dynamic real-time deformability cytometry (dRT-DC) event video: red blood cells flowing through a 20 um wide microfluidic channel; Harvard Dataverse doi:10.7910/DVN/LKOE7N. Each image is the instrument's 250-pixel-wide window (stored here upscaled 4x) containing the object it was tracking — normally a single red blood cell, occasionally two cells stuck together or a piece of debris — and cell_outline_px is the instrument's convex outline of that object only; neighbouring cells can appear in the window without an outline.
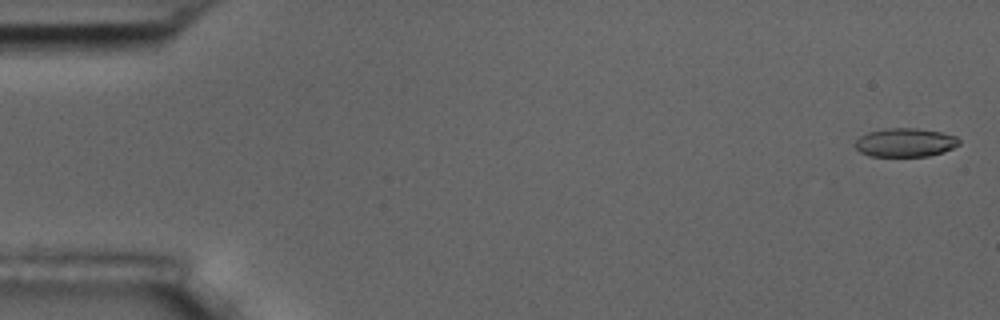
{"species": "common noctule bat (a hibernating species)", "species_latin": "Nyctalus noctula", "temperature_condition": "room temperature", "stored_images_in_passage": 11, "camera_frame_rate_fps": 3000, "um_per_image_px": 0.085, "animal": {"sex": "male", "body_mass_g": 17.5, "forearm_length_mm": 52.3}, "frame": {"image": 1, "passage_image": 1, "time_ms": 0.0, "image_size_px": [1000, 320], "cell_outline_px": [[960, 144], [944, 152], [928, 156], [868, 156], [860, 152], [852, 144], [860, 136], [868, 132], [888, 128], [916, 128], [940, 132], [956, 136], [960, 140]], "centroid_in_image_um": [76.92, 12.12], "position_along_channel_um": 8.1, "area_um2": 17.46}}
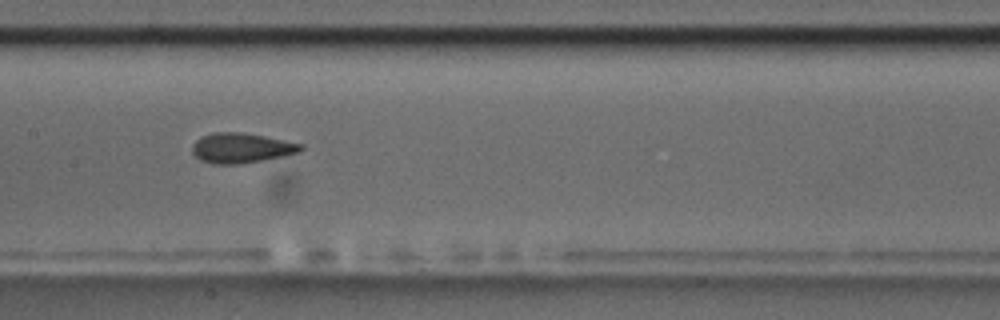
{"frame": {"image": 2, "passage_image": 8, "time_ms": 8.667, "image_size_px": [1000, 320], "cell_outline_px": [[304, 148], [300, 152], [284, 156], [236, 164], [212, 164], [200, 160], [192, 152], [192, 144], [200, 136], [212, 132], [240, 132], [264, 136], [304, 144]], "centroid_in_image_um": [20.5, 12.57], "position_along_channel_um": 186.9, "area_um2": 19.02}}
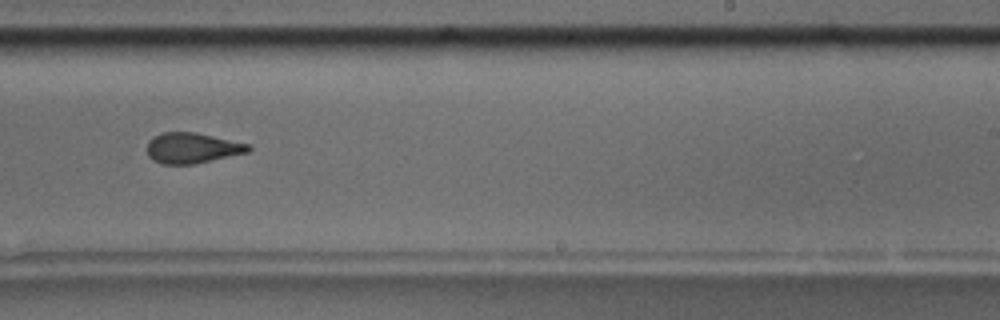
{"frame": {"image": 3, "passage_image": 10, "time_ms": 11.0, "image_size_px": [1000, 320], "cell_outline_px": [[252, 148], [248, 152], [192, 164], [160, 164], [152, 160], [148, 156], [148, 140], [160, 132], [196, 132], [252, 144]], "centroid_in_image_um": [16.34, 12.57], "position_along_channel_um": 272.7, "area_um2": 18.15}}